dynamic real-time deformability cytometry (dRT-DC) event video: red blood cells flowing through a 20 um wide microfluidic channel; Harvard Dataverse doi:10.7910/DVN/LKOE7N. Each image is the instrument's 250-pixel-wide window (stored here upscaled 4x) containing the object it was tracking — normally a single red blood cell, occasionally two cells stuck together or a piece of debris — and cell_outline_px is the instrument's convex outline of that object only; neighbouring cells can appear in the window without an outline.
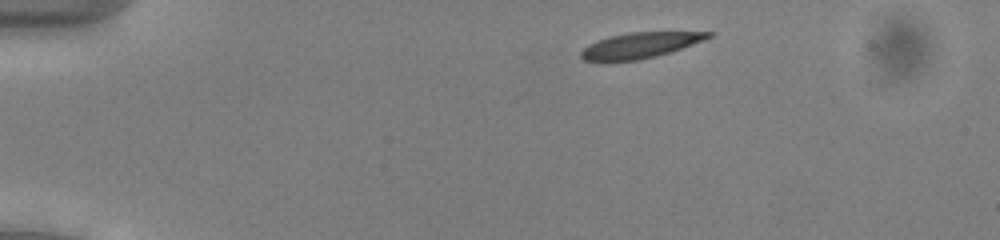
{"species": "common noctule bat (a hibernating species)", "species_latin": "Nyctalus noctula", "temperature_condition": "cold", "stored_images_in_passage": 46, "camera_frame_rate_fps": 3000, "um_per_image_px": 0.085, "animal": {"sex": "male", "body_mass_g": 13.0, "forearm_length_mm": 53.1}, "frame": {"image": 1, "passage_image": 3, "time_ms": 0.667, "image_size_px": [1000, 240], "cell_outline_px": [[716, 32], [712, 36], [704, 40], [656, 56], [636, 60], [608, 64], [584, 60], [580, 56], [580, 52], [588, 44], [608, 36], [628, 32]], "centroid_in_image_um": [54.3, 3.88], "position_along_channel_um": 30.7, "area_um2": 19.36}}
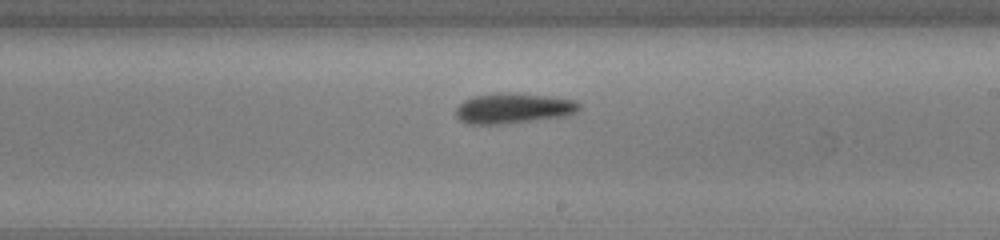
{"frame": {"image": 2, "passage_image": 25, "time_ms": 8.0, "image_size_px": [1000, 240], "cell_outline_px": [[580, 108], [576, 112], [568, 116], [504, 124], [468, 124], [460, 120], [456, 116], [456, 108], [464, 100], [472, 96], [496, 92], [516, 92], [548, 96], [576, 100], [580, 104]], "centroid_in_image_um": [43.64, 9.19], "position_along_channel_um": 245.4, "area_um2": 22.2}}
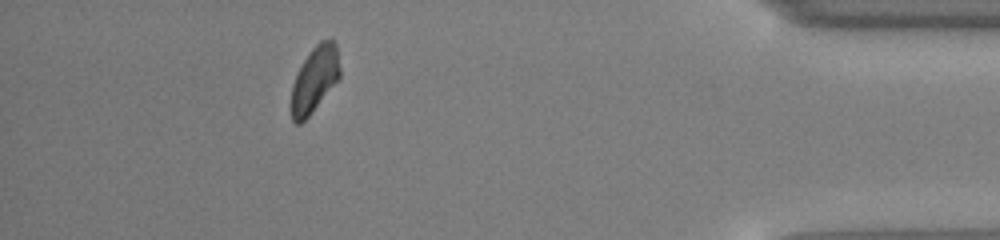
{"frame": {"image": 3, "passage_image": 41, "time_ms": 13.333, "image_size_px": [1000, 240], "cell_outline_px": [[340, 76], [312, 112], [300, 124], [296, 124], [292, 120], [288, 108], [292, 84], [304, 60], [312, 48], [320, 40], [332, 40], [336, 44], [340, 68]], "centroid_in_image_um": [26.69, 6.79], "position_along_channel_um": 408.5, "area_um2": 18.67}, "authors_computed_cell_mechanics": {"area_um2": 20.4323, "velocity_mm_per_s": 3.9176, "shape_relaxation_time_tau1_ms": 2.7466, "shape_relaxation_time_tau2_ms": 2.0629, "deformation_change_tau1": 0.0941, "deformation_change_tau2": 0.0883}}